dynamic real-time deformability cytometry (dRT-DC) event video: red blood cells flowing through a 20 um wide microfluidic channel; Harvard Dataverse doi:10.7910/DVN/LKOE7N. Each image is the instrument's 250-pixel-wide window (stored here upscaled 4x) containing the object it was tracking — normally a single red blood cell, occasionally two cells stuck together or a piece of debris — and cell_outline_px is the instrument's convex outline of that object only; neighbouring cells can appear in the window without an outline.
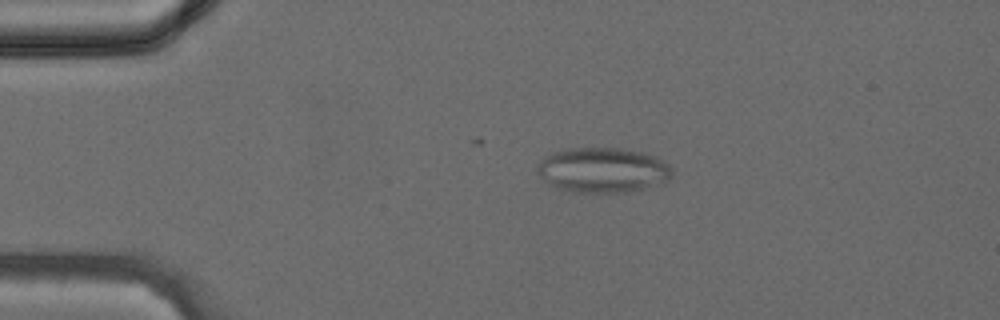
{"species": "common noctule bat (a hibernating species)", "species_latin": "Nyctalus noctula", "temperature_condition": "cold", "stored_images_in_passage": 13, "camera_frame_rate_fps": 3000, "um_per_image_px": 0.085, "animal": {"sex": "female", "body_mass_g": 24.6, "forearm_length_mm": 56.2}, "frame": {"image": 1, "passage_image": 5, "time_ms": 1.333, "image_size_px": [1000, 320], "cell_outline_px": [[672, 172], [668, 180], [664, 184], [628, 192], [580, 192], [560, 188], [548, 184], [536, 172], [536, 168], [540, 160], [544, 156], [552, 152], [564, 148], [620, 148], [644, 152], [656, 156], [668, 164], [672, 168]], "centroid_in_image_um": [51.25, 14.44], "position_along_channel_um": 33.8, "area_um2": 35.72}}